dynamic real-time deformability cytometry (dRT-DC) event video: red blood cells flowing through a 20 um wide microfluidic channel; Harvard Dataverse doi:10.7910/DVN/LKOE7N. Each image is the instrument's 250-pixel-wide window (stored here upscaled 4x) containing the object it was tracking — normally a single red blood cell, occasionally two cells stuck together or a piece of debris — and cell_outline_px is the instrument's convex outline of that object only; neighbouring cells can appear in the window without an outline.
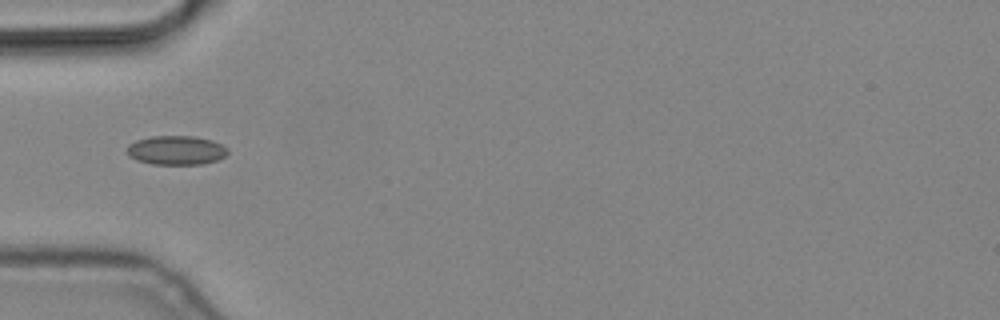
{"species": "common noctule bat (a hibernating species)", "species_latin": "Nyctalus noctula", "temperature_condition": "cold", "stored_images_in_passage": 3, "camera_frame_rate_fps": 3000, "um_per_image_px": 0.085, "animal": {"sex": "male", "body_mass_g": 19.2, "forearm_length_mm": 51.8}, "frame": {"image": 1, "passage_image": 1, "time_ms": 0.0, "image_size_px": [1000, 320], "cell_outline_px": [[228, 152], [224, 156], [216, 160], [204, 164], [152, 164], [136, 160], [128, 156], [128, 144], [136, 140], [152, 136], [192, 136], [212, 140], [228, 148]], "centroid_in_image_um": [14.96, 12.77], "position_along_channel_um": 70.0, "area_um2": 17.05}}
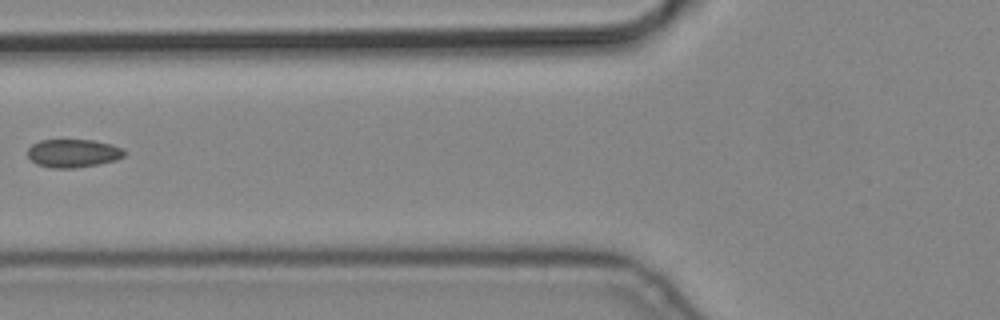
{"frame": {"image": 2, "passage_image": 2, "time_ms": 0.333, "image_size_px": [1000, 320], "cell_outline_px": [[124, 156], [116, 160], [100, 164], [72, 168], [52, 168], [36, 164], [28, 156], [28, 148], [32, 144], [40, 140], [92, 140], [112, 144], [124, 148]], "centroid_in_image_um": [6.23, 13.02], "position_along_channel_um": 119.6, "area_um2": 15.95}}
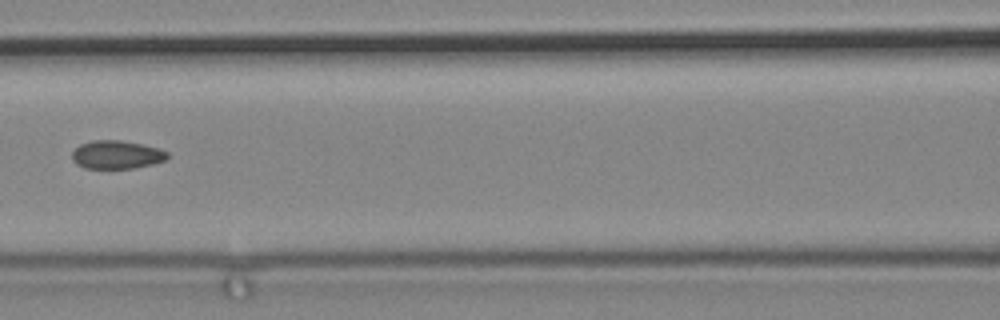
{"frame": {"image": 3, "passage_image": 3, "time_ms": 0.667, "image_size_px": [1000, 320], "cell_outline_px": [[168, 156], [164, 160], [152, 164], [132, 168], [84, 168], [76, 164], [72, 160], [72, 152], [80, 144], [92, 140], [120, 140], [160, 148], [168, 152]], "centroid_in_image_um": [9.89, 13.14], "position_along_channel_um": 156.7, "area_um2": 15.66}}